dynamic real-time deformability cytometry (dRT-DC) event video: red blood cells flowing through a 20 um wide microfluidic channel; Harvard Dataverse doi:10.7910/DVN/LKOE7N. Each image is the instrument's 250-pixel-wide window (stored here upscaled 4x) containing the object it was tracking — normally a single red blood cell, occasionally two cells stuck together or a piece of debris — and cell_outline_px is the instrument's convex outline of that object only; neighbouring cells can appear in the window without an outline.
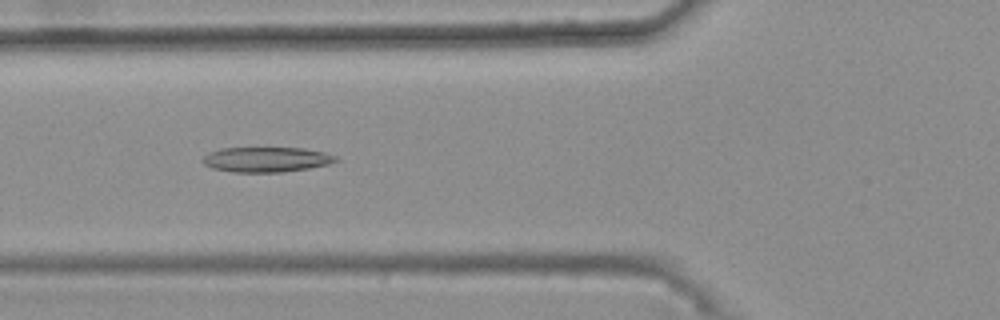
{"species": "common noctule bat (a hibernating species)", "species_latin": "Nyctalus noctula", "temperature_condition": "warm", "stored_images_in_passage": 48, "camera_frame_rate_fps": 3000, "um_per_image_px": 0.085, "animal": {"sex": "female", "body_mass_g": 25.1}, "frame": {"image": 1, "passage_image": 21, "time_ms": 6.667, "image_size_px": [1000, 320], "cell_outline_px": [[340, 160], [328, 164], [308, 168], [284, 172], [232, 172], [212, 168], [204, 164], [200, 160], [208, 152], [220, 148], [304, 148], [324, 152], [336, 156]], "centroid_in_image_um": [22.62, 13.55], "position_along_channel_um": 103.2, "area_um2": 19.54}}
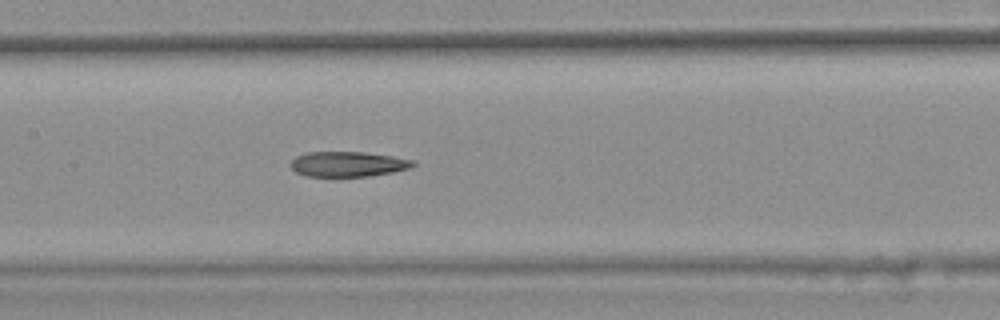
{"frame": {"image": 2, "passage_image": 27, "time_ms": 8.667, "image_size_px": [1000, 320], "cell_outline_px": [[416, 164], [408, 168], [392, 172], [368, 176], [304, 176], [296, 172], [292, 168], [292, 160], [296, 156], [308, 152], [364, 152], [392, 156], [416, 160]], "centroid_in_image_um": [29.59, 13.94], "position_along_channel_um": 177.8, "area_um2": 17.8}}
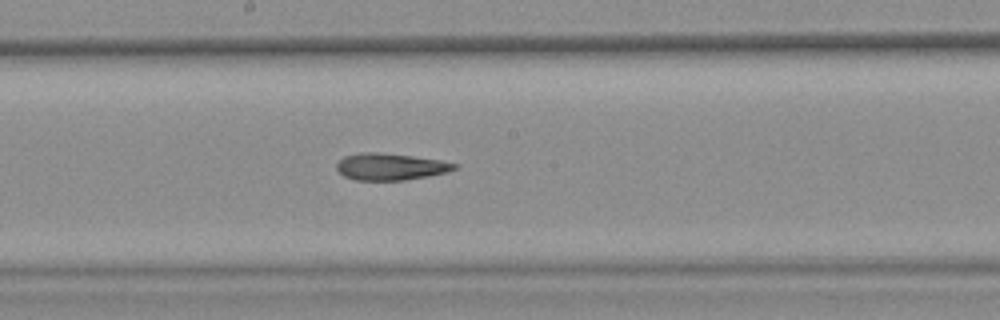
{"frame": {"image": 3, "passage_image": 30, "time_ms": 9.667, "image_size_px": [1000, 320], "cell_outline_px": [[460, 164], [456, 168], [448, 172], [428, 176], [404, 180], [356, 180], [344, 176], [336, 168], [336, 164], [344, 156], [360, 152], [380, 152], [412, 156], [440, 160]], "centroid_in_image_um": [33.19, 14.16], "position_along_channel_um": 215.0, "area_um2": 18.44}, "authors_computed_cell_mechanics": {"area_um2": 19.3919, "velocity_mm_per_s": 3.7286, "shape_relaxation_time_tau1_ms": null, "shape_relaxation_time_tau2_ms": 7.1784, "deformation_change_tau1": null, "deformation_change_tau2": 0.2007}}